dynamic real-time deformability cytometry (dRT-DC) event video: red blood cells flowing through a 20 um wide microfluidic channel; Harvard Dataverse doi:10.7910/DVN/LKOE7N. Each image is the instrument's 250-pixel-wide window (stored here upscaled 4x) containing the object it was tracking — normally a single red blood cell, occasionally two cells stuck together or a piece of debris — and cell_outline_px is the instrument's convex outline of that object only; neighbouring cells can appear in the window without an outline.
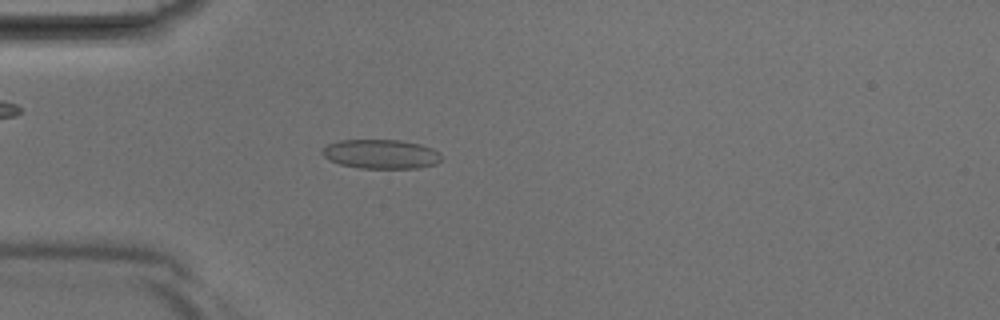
{"species": "Egyptian fruit bat (a non-hibernating species)", "species_latin": "Rousettus aegyptiacus", "temperature_condition": "room temperature", "stored_images_in_passage": 41, "camera_frame_rate_fps": 3000, "um_per_image_px": 0.085, "animal": {"sex": "male"}, "frame": {"image": 1, "passage_image": 12, "time_ms": 3.667, "image_size_px": [1000, 320], "cell_outline_px": [[440, 160], [436, 164], [420, 168], [360, 168], [340, 164], [328, 160], [320, 152], [328, 144], [340, 140], [400, 140], [420, 144], [432, 148], [440, 152]], "centroid_in_image_um": [32.38, 13.1], "position_along_channel_um": 52.6, "area_um2": 20.35}}
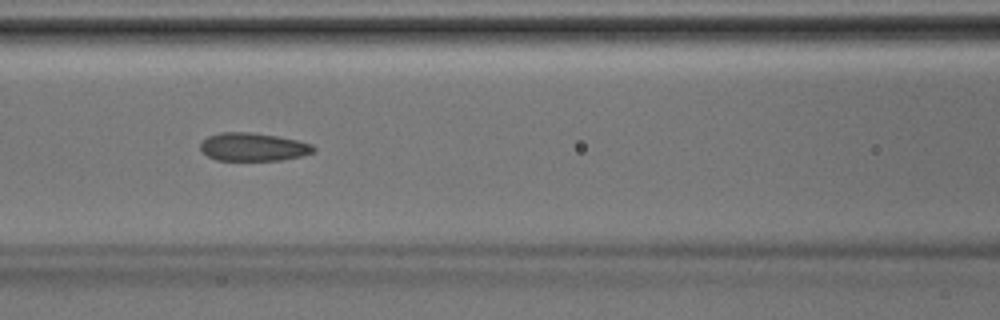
{"frame": {"image": 2, "passage_image": 18, "time_ms": 5.667, "image_size_px": [1000, 320], "cell_outline_px": [[316, 148], [312, 152], [300, 156], [280, 160], [216, 160], [208, 156], [200, 148], [200, 144], [208, 136], [220, 132], [248, 132], [276, 136], [296, 140], [312, 144]], "centroid_in_image_um": [21.5, 12.49], "position_along_channel_um": 145.1, "area_um2": 18.32}}